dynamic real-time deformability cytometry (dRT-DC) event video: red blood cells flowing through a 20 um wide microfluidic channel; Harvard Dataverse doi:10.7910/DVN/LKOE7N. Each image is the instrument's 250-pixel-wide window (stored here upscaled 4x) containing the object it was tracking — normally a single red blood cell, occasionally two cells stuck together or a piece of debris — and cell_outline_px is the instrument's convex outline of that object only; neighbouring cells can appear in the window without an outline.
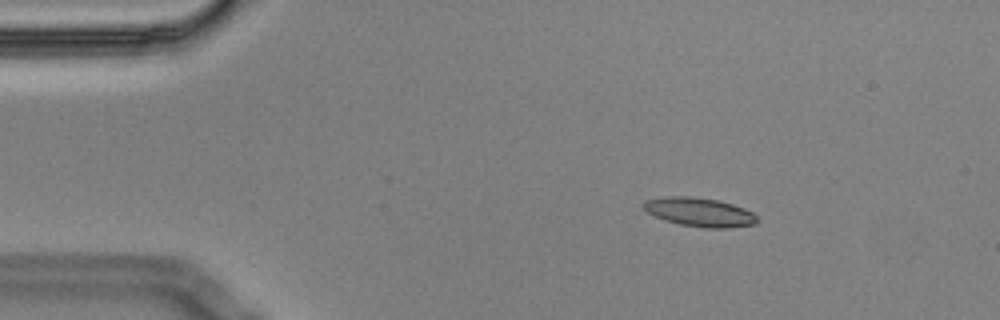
{"species": "Egyptian fruit bat (a non-hibernating species)", "species_latin": "Rousettus aegyptiacus", "temperature_condition": "cold", "stored_images_in_passage": 4, "camera_frame_rate_fps": 3000, "um_per_image_px": 0.085, "animal": {"sex": "male"}, "frame": {"image": 1, "passage_image": 2, "time_ms": 0.333, "image_size_px": [1000, 320], "cell_outline_px": [[760, 220], [756, 224], [732, 228], [704, 228], [680, 224], [664, 220], [648, 212], [640, 204], [644, 200], [668, 196], [692, 196], [720, 200], [744, 208], [752, 212]], "centroid_in_image_um": [59.48, 18.03], "position_along_channel_um": 25.5, "area_um2": 19.36}}